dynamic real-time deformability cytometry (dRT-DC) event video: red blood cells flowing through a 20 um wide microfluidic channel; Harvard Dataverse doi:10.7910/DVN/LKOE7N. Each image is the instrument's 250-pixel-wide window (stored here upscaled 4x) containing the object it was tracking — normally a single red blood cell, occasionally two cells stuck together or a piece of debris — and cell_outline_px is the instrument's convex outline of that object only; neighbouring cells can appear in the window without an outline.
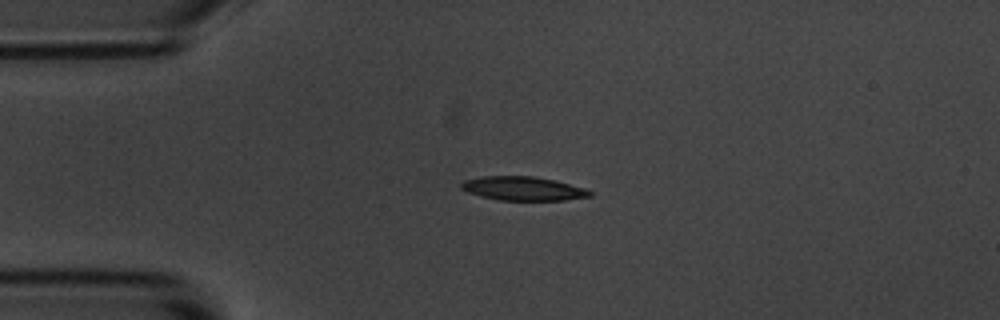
{"species": "common noctule bat (a hibernating species)", "species_latin": "Nyctalus noctula", "temperature_condition": "room temperature", "stored_images_in_passage": 43, "camera_frame_rate_fps": 3000, "um_per_image_px": 0.085, "animal": {"sex": "male", "body_mass_g": 20.1, "forearm_length_mm": 53.5}, "frame": {"image": 1, "passage_image": 1, "time_ms": 0.0, "image_size_px": [1000, 320], "cell_outline_px": [[592, 196], [564, 200], [500, 200], [480, 196], [468, 192], [460, 188], [460, 184], [464, 180], [480, 176], [532, 176], [556, 180], [584, 188], [592, 192]], "centroid_in_image_um": [44.44, 16.02], "position_along_channel_um": 40.6, "area_um2": 17.92}}
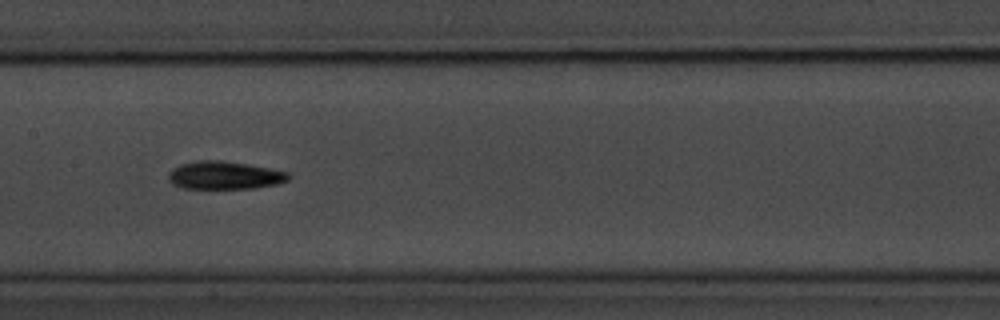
{"frame": {"image": 2, "passage_image": 15, "time_ms": 4.667, "image_size_px": [1000, 320], "cell_outline_px": [[292, 176], [288, 180], [276, 184], [252, 188], [184, 188], [172, 184], [168, 180], [168, 172], [172, 168], [180, 164], [196, 160], [224, 160], [248, 164], [288, 172]], "centroid_in_image_um": [19.05, 14.89], "position_along_channel_um": 188.3, "area_um2": 19.65}}
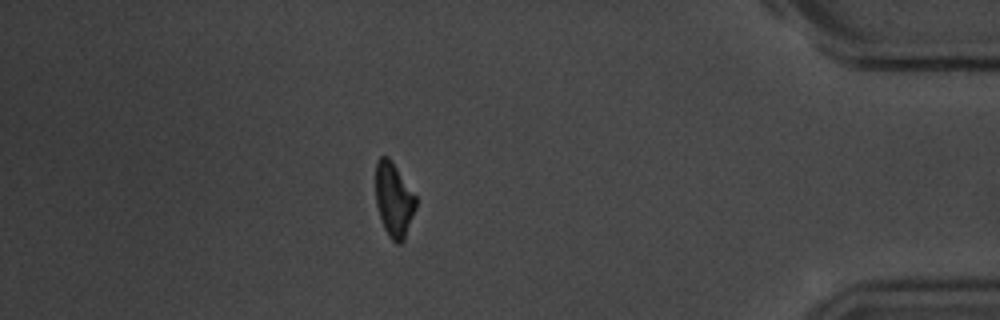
{"frame": {"image": 3, "passage_image": 36, "time_ms": 11.667, "image_size_px": [1000, 320], "cell_outline_px": [[416, 208], [404, 240], [400, 244], [396, 244], [388, 236], [384, 228], [376, 204], [376, 160], [380, 156], [388, 156], [392, 160], [416, 196]], "centroid_in_image_um": [33.48, 16.97], "position_along_channel_um": 401.7, "area_um2": 17.51}, "authors_computed_cell_mechanics": {"area_um2": 18.4382, "velocity_mm_per_s": 3.6571, "shape_relaxation_time_tau1_ms": 2.8078, "shape_relaxation_time_tau2_ms": null, "deformation_change_tau1": 0.1149, "deformation_change_tau2": null}}